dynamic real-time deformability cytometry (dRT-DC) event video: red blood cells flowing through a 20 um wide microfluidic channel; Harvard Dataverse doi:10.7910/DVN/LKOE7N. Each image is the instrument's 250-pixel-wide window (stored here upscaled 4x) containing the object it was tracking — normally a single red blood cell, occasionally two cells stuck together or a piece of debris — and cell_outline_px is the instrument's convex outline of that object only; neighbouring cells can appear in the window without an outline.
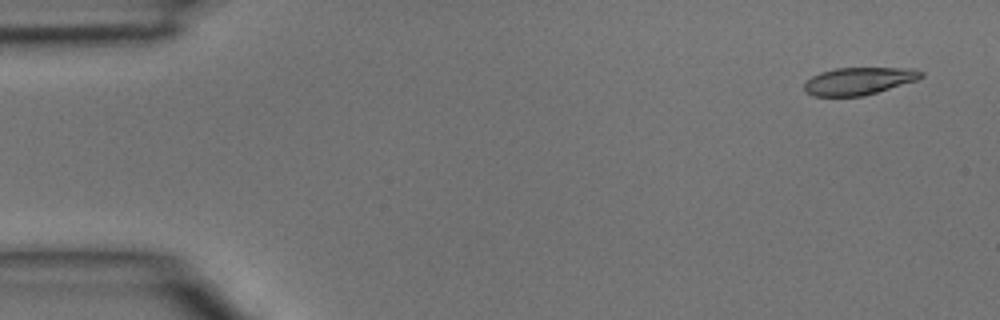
{"species": "common noctule bat (a hibernating species)", "species_latin": "Nyctalus noctula", "temperature_condition": "room temperature", "stored_images_in_passage": 3, "camera_frame_rate_fps": 3000, "um_per_image_px": 0.085, "animal": {"sex": "male", "body_mass_g": 15.6}, "frame": {"image": 1, "passage_image": 1, "time_ms": 0.0, "image_size_px": [1000, 320], "cell_outline_px": [[924, 76], [916, 80], [864, 96], [812, 96], [804, 92], [804, 84], [812, 76], [820, 72], [836, 68], [912, 68], [924, 72]], "centroid_in_image_um": [72.98, 6.89], "position_along_channel_um": 12.0, "area_um2": 18.67}}
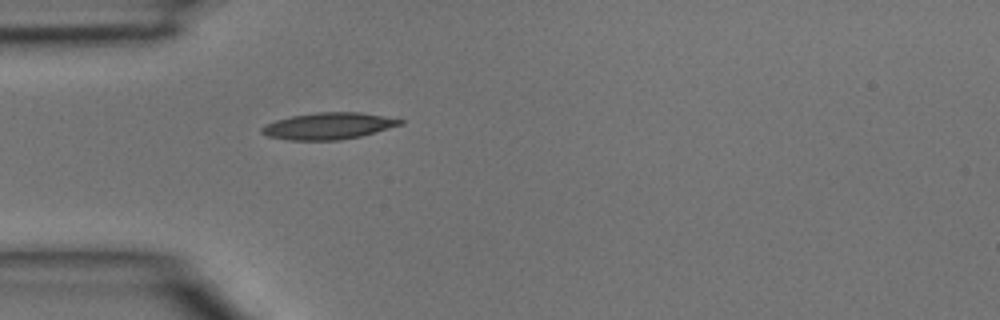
{"frame": {"image": 2, "passage_image": 3, "time_ms": 0.667, "image_size_px": [1000, 320], "cell_outline_px": [[404, 124], [360, 136], [340, 140], [288, 140], [268, 136], [260, 132], [260, 128], [276, 120], [292, 116], [316, 112], [360, 112], [404, 120]], "centroid_in_image_um": [27.91, 10.71], "position_along_channel_um": 57.1, "area_um2": 21.33}}